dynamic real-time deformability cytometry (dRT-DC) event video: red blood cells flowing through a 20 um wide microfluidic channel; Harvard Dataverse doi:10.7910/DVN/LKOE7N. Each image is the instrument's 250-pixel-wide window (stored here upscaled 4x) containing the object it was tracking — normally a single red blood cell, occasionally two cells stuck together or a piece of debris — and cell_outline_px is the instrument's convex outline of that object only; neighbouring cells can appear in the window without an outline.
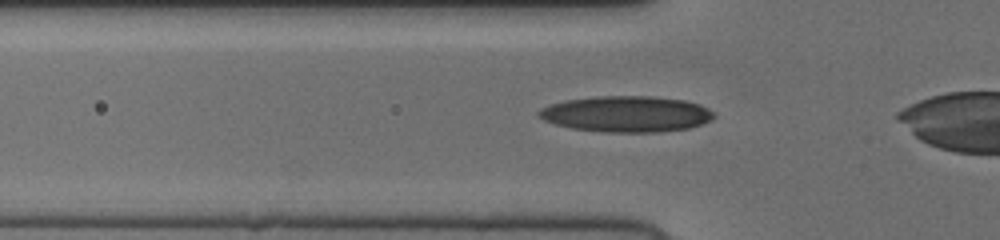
{"species": "human", "species_latin": "Homo sapiens", "temperature_condition": "cold", "stored_images_in_passage": 29, "camera_frame_rate_fps": 3000, "um_per_image_px": 0.085, "donor": {"sex": "female"}, "frame": {"image": 1, "passage_image": 4, "time_ms": 1.0, "image_size_px": [1000, 240], "cell_outline_px": [[716, 116], [712, 120], [688, 128], [660, 132], [604, 132], [572, 128], [556, 124], [544, 120], [536, 116], [536, 112], [540, 108], [548, 104], [564, 100], [596, 96], [648, 96], [684, 100], [700, 104], [708, 108]], "centroid_in_image_um": [53.21, 9.68], "position_along_channel_um": 72.6, "area_um2": 36.93}}
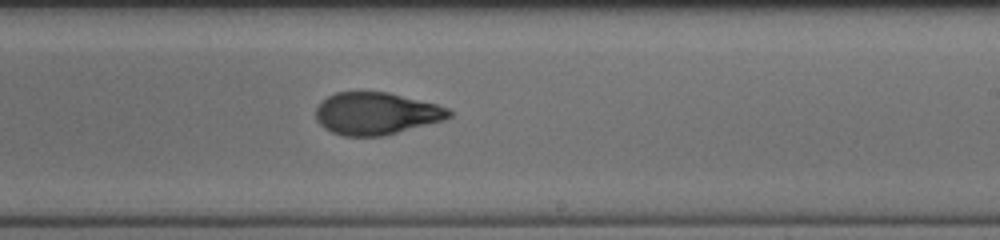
{"frame": {"image": 2, "passage_image": 18, "time_ms": 5.667, "image_size_px": [1000, 240], "cell_outline_px": [[452, 116], [444, 120], [384, 136], [344, 136], [332, 132], [324, 128], [316, 120], [316, 108], [320, 100], [336, 92], [388, 92], [436, 104], [448, 108], [452, 112]], "centroid_in_image_um": [31.96, 9.65], "position_along_channel_um": 257.0, "area_um2": 32.89}}
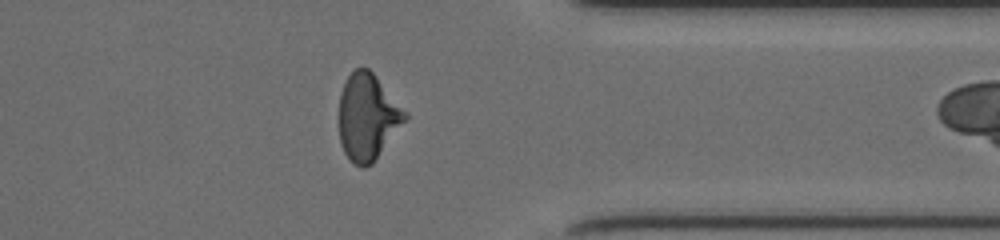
{"frame": {"image": 3, "passage_image": 28, "time_ms": 9.0, "image_size_px": [1000, 240], "cell_outline_px": [[408, 120], [372, 164], [364, 168], [360, 168], [344, 152], [340, 144], [340, 92], [348, 76], [356, 68], [368, 68], [372, 72], [408, 112]], "centroid_in_image_um": [31.29, 9.96], "position_along_channel_um": 380.1, "area_um2": 33.29}}